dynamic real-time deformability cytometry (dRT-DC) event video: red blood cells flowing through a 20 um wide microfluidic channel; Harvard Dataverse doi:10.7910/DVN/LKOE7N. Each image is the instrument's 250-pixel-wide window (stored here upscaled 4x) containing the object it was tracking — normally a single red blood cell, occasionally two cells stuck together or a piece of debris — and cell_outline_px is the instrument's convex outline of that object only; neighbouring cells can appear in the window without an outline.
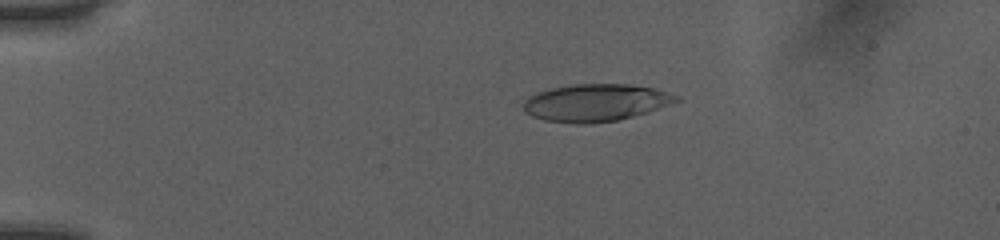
{"species": "human", "species_latin": "Homo sapiens", "temperature_condition": "room temperature", "stored_images_in_passage": 42, "camera_frame_rate_fps": 3000, "um_per_image_px": 0.085, "donor": {"sex": "female"}, "frame": {"image": 1, "passage_image": 2, "time_ms": 0.333, "image_size_px": [1000, 240], "cell_outline_px": [[684, 100], [632, 116], [616, 120], [588, 124], [576, 124], [544, 120], [532, 116], [524, 112], [524, 100], [528, 96], [536, 92], [552, 88], [572, 84], [628, 84], [652, 88], [680, 96]], "centroid_in_image_um": [50.61, 8.72], "position_along_channel_um": 34.4, "area_um2": 33.23}}
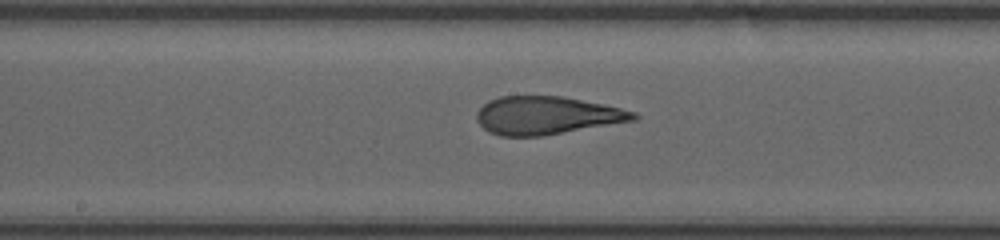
{"frame": {"image": 2, "passage_image": 19, "time_ms": 6.0, "image_size_px": [1000, 240], "cell_outline_px": [[640, 116], [636, 120], [544, 136], [500, 136], [488, 132], [476, 120], [476, 112], [488, 100], [500, 96], [560, 96], [620, 108], [636, 112]], "centroid_in_image_um": [46.45, 9.82], "position_along_channel_um": 201.8, "area_um2": 34.74}}
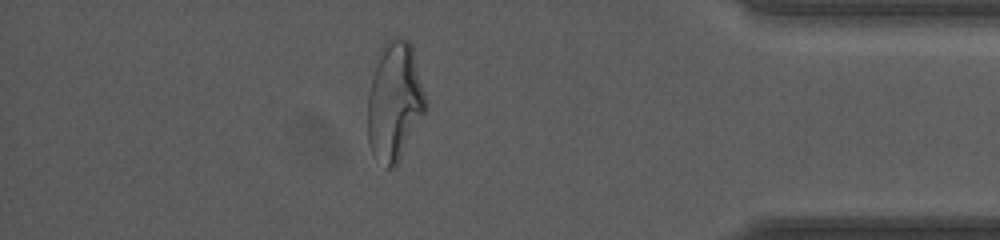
{"frame": {"image": 3, "passage_image": 36, "time_ms": 11.667, "image_size_px": [1000, 240], "cell_outline_px": [[428, 108], [396, 164], [392, 168], [388, 168], [372, 152], [368, 140], [368, 92], [372, 76], [376, 64], [384, 44], [388, 40], [396, 36], [400, 36], [408, 40], [412, 44], [428, 100]], "centroid_in_image_um": [33.58, 8.57], "position_along_channel_um": 401.6, "area_um2": 40.06}, "authors_computed_cell_mechanics": {"area_um2": 35.3447, "velocity_mm_per_s": 4.0592, "shape_relaxation_time_tau1_ms": 8.0178, "shape_relaxation_time_tau2_ms": 1.1674, "deformation_change_tau1": 0.2795, "deformation_change_tau2": 0.1106}}